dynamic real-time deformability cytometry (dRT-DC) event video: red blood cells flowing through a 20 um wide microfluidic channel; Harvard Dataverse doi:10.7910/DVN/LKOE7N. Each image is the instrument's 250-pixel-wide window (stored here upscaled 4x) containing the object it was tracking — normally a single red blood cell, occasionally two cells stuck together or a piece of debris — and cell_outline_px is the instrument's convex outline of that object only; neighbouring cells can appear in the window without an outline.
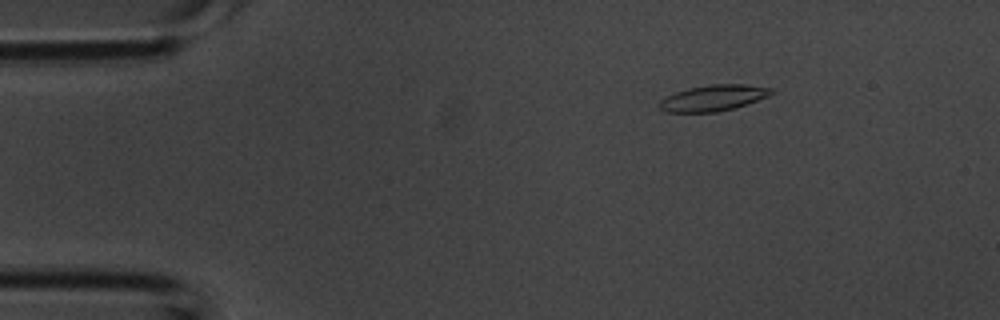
{"species": "common noctule bat (a hibernating species)", "species_latin": "Nyctalus noctula", "temperature_condition": "room temperature", "stored_images_in_passage": 39, "camera_frame_rate_fps": 3000, "um_per_image_px": 0.085, "animal": {"sex": "male", "body_mass_g": 20.1, "forearm_length_mm": 53.5}, "frame": {"image": 1, "passage_image": 2, "time_ms": 0.333, "image_size_px": [1000, 320], "cell_outline_px": [[776, 92], [768, 96], [732, 108], [716, 112], [664, 112], [656, 104], [660, 100], [676, 92], [688, 88], [712, 84], [744, 84], [776, 88]], "centroid_in_image_um": [60.63, 8.31], "position_along_channel_um": 24.4, "area_um2": 16.94}}
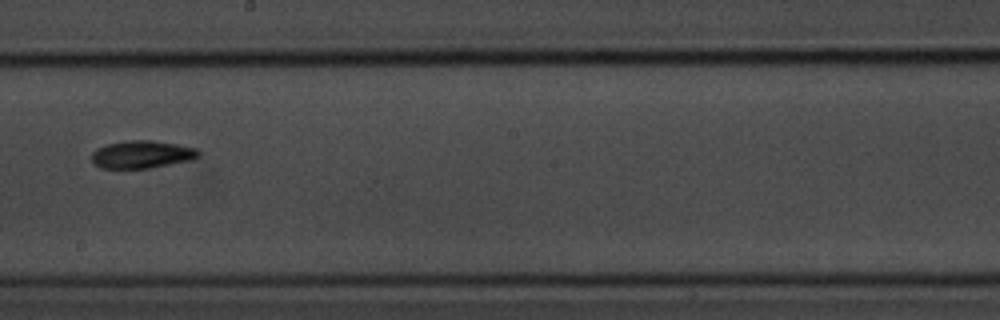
{"frame": {"image": 2, "passage_image": 20, "time_ms": 6.333, "image_size_px": [1000, 320], "cell_outline_px": [[200, 156], [192, 160], [148, 168], [100, 168], [92, 160], [92, 152], [96, 148], [108, 144], [128, 140], [152, 140], [176, 144], [196, 148], [200, 152]], "centroid_in_image_um": [12.07, 13.12], "position_along_channel_um": 236.1, "area_um2": 17.17}}
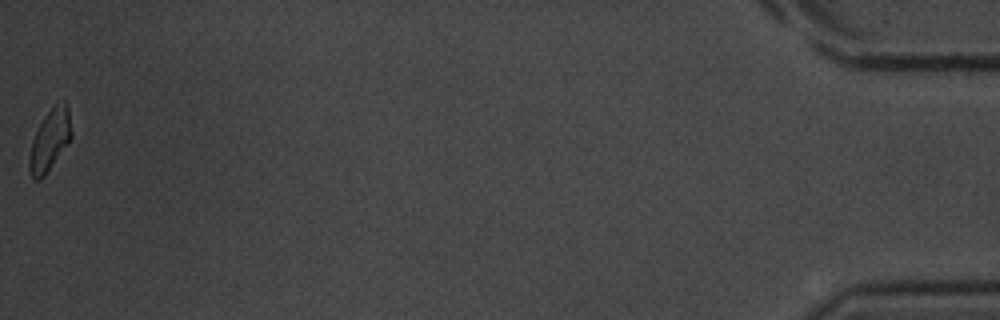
{"frame": {"image": 3, "passage_image": 39, "time_ms": 12.667, "image_size_px": [1000, 320], "cell_outline_px": [[72, 136], [68, 144], [44, 176], [40, 180], [36, 180], [32, 176], [28, 168], [28, 160], [32, 140], [44, 116], [52, 104], [60, 96], [68, 104], [72, 132]], "centroid_in_image_um": [4.26, 11.82], "position_along_channel_um": 430.9, "area_um2": 15.49}}